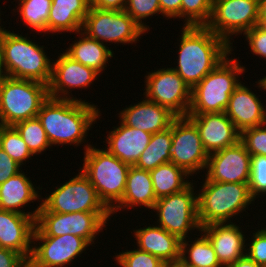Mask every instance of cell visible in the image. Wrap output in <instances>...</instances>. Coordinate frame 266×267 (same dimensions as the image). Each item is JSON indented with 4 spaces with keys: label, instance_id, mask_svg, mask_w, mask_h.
Returning a JSON list of instances; mask_svg holds the SVG:
<instances>
[{
    "label": "cell",
    "instance_id": "6da1fadb",
    "mask_svg": "<svg viewBox=\"0 0 266 267\" xmlns=\"http://www.w3.org/2000/svg\"><path fill=\"white\" fill-rule=\"evenodd\" d=\"M100 109L85 100L57 99L49 97L42 105L37 118L44 128L52 146H84L86 151L91 144L86 142L93 123L101 117Z\"/></svg>",
    "mask_w": 266,
    "mask_h": 267
},
{
    "label": "cell",
    "instance_id": "7a4b0ae2",
    "mask_svg": "<svg viewBox=\"0 0 266 267\" xmlns=\"http://www.w3.org/2000/svg\"><path fill=\"white\" fill-rule=\"evenodd\" d=\"M177 65L173 69L192 90L233 51L224 39L206 26H185L181 30Z\"/></svg>",
    "mask_w": 266,
    "mask_h": 267
},
{
    "label": "cell",
    "instance_id": "3957f363",
    "mask_svg": "<svg viewBox=\"0 0 266 267\" xmlns=\"http://www.w3.org/2000/svg\"><path fill=\"white\" fill-rule=\"evenodd\" d=\"M22 35L5 29L1 36L0 56L7 76L49 85L52 60L47 56L45 46Z\"/></svg>",
    "mask_w": 266,
    "mask_h": 267
},
{
    "label": "cell",
    "instance_id": "277c9868",
    "mask_svg": "<svg viewBox=\"0 0 266 267\" xmlns=\"http://www.w3.org/2000/svg\"><path fill=\"white\" fill-rule=\"evenodd\" d=\"M203 180L205 182L199 186L201 189L197 192L201 227L215 223H231L236 215L246 212L248 206L254 204L248 183L216 182L206 177Z\"/></svg>",
    "mask_w": 266,
    "mask_h": 267
},
{
    "label": "cell",
    "instance_id": "5b68a950",
    "mask_svg": "<svg viewBox=\"0 0 266 267\" xmlns=\"http://www.w3.org/2000/svg\"><path fill=\"white\" fill-rule=\"evenodd\" d=\"M228 55L191 90L188 114L225 112L230 95L241 84L240 75L247 70Z\"/></svg>",
    "mask_w": 266,
    "mask_h": 267
},
{
    "label": "cell",
    "instance_id": "8992f818",
    "mask_svg": "<svg viewBox=\"0 0 266 267\" xmlns=\"http://www.w3.org/2000/svg\"><path fill=\"white\" fill-rule=\"evenodd\" d=\"M91 145L84 151L82 173L95 187L100 200L111 211L124 195L130 165L111 154L106 147Z\"/></svg>",
    "mask_w": 266,
    "mask_h": 267
},
{
    "label": "cell",
    "instance_id": "52a82bcc",
    "mask_svg": "<svg viewBox=\"0 0 266 267\" xmlns=\"http://www.w3.org/2000/svg\"><path fill=\"white\" fill-rule=\"evenodd\" d=\"M48 98V85L8 76L0 89V125L37 117Z\"/></svg>",
    "mask_w": 266,
    "mask_h": 267
},
{
    "label": "cell",
    "instance_id": "ba28073f",
    "mask_svg": "<svg viewBox=\"0 0 266 267\" xmlns=\"http://www.w3.org/2000/svg\"><path fill=\"white\" fill-rule=\"evenodd\" d=\"M110 217L111 212L54 213L40 203L33 236L73 234L85 239L92 246Z\"/></svg>",
    "mask_w": 266,
    "mask_h": 267
},
{
    "label": "cell",
    "instance_id": "9c48e42d",
    "mask_svg": "<svg viewBox=\"0 0 266 267\" xmlns=\"http://www.w3.org/2000/svg\"><path fill=\"white\" fill-rule=\"evenodd\" d=\"M193 184L196 183L192 182L181 192L157 199L153 208L157 212L156 224L180 240L188 238L190 231H201L197 191L194 192Z\"/></svg>",
    "mask_w": 266,
    "mask_h": 267
},
{
    "label": "cell",
    "instance_id": "30bf717a",
    "mask_svg": "<svg viewBox=\"0 0 266 267\" xmlns=\"http://www.w3.org/2000/svg\"><path fill=\"white\" fill-rule=\"evenodd\" d=\"M80 172L41 199V204L54 213L111 212L100 200L95 187Z\"/></svg>",
    "mask_w": 266,
    "mask_h": 267
},
{
    "label": "cell",
    "instance_id": "8fae6325",
    "mask_svg": "<svg viewBox=\"0 0 266 267\" xmlns=\"http://www.w3.org/2000/svg\"><path fill=\"white\" fill-rule=\"evenodd\" d=\"M88 37L106 45L107 42L122 45L133 44L145 31L126 11L100 10L90 6L82 30Z\"/></svg>",
    "mask_w": 266,
    "mask_h": 267
},
{
    "label": "cell",
    "instance_id": "7c38bea8",
    "mask_svg": "<svg viewBox=\"0 0 266 267\" xmlns=\"http://www.w3.org/2000/svg\"><path fill=\"white\" fill-rule=\"evenodd\" d=\"M257 24L259 0H213L206 27L233 46V35H244Z\"/></svg>",
    "mask_w": 266,
    "mask_h": 267
},
{
    "label": "cell",
    "instance_id": "4fadbf2b",
    "mask_svg": "<svg viewBox=\"0 0 266 267\" xmlns=\"http://www.w3.org/2000/svg\"><path fill=\"white\" fill-rule=\"evenodd\" d=\"M145 76L143 96L174 113L186 117L191 105V89L171 68L151 70Z\"/></svg>",
    "mask_w": 266,
    "mask_h": 267
},
{
    "label": "cell",
    "instance_id": "5bb4252c",
    "mask_svg": "<svg viewBox=\"0 0 266 267\" xmlns=\"http://www.w3.org/2000/svg\"><path fill=\"white\" fill-rule=\"evenodd\" d=\"M208 157L195 124L187 116L177 117L172 123L170 162L194 176L205 171Z\"/></svg>",
    "mask_w": 266,
    "mask_h": 267
},
{
    "label": "cell",
    "instance_id": "9a60e30c",
    "mask_svg": "<svg viewBox=\"0 0 266 267\" xmlns=\"http://www.w3.org/2000/svg\"><path fill=\"white\" fill-rule=\"evenodd\" d=\"M88 246L90 244L85 239L73 234L33 236L32 253L28 264L31 267L70 266L76 257H81L84 251L89 250Z\"/></svg>",
    "mask_w": 266,
    "mask_h": 267
},
{
    "label": "cell",
    "instance_id": "2e32d148",
    "mask_svg": "<svg viewBox=\"0 0 266 267\" xmlns=\"http://www.w3.org/2000/svg\"><path fill=\"white\" fill-rule=\"evenodd\" d=\"M99 75L97 71L73 60L65 52L58 54L57 59L52 60V77L48 85L49 97L82 101L81 98L72 95V90L76 88L86 90L95 79L99 78Z\"/></svg>",
    "mask_w": 266,
    "mask_h": 267
},
{
    "label": "cell",
    "instance_id": "e0dca14e",
    "mask_svg": "<svg viewBox=\"0 0 266 267\" xmlns=\"http://www.w3.org/2000/svg\"><path fill=\"white\" fill-rule=\"evenodd\" d=\"M251 155L239 140L236 144L209 154L206 177L210 181L249 183Z\"/></svg>",
    "mask_w": 266,
    "mask_h": 267
},
{
    "label": "cell",
    "instance_id": "ac0fdd59",
    "mask_svg": "<svg viewBox=\"0 0 266 267\" xmlns=\"http://www.w3.org/2000/svg\"><path fill=\"white\" fill-rule=\"evenodd\" d=\"M187 117L197 127L208 154L232 146L240 140V132L225 112L188 114Z\"/></svg>",
    "mask_w": 266,
    "mask_h": 267
},
{
    "label": "cell",
    "instance_id": "d6986e66",
    "mask_svg": "<svg viewBox=\"0 0 266 267\" xmlns=\"http://www.w3.org/2000/svg\"><path fill=\"white\" fill-rule=\"evenodd\" d=\"M35 219L0 209V247L19 253L28 262L32 253Z\"/></svg>",
    "mask_w": 266,
    "mask_h": 267
},
{
    "label": "cell",
    "instance_id": "ffe728a7",
    "mask_svg": "<svg viewBox=\"0 0 266 267\" xmlns=\"http://www.w3.org/2000/svg\"><path fill=\"white\" fill-rule=\"evenodd\" d=\"M201 231L211 242L222 267H230L236 260L246 255L245 241L248 239L235 222L205 225L201 227Z\"/></svg>",
    "mask_w": 266,
    "mask_h": 267
},
{
    "label": "cell",
    "instance_id": "44dd1931",
    "mask_svg": "<svg viewBox=\"0 0 266 267\" xmlns=\"http://www.w3.org/2000/svg\"><path fill=\"white\" fill-rule=\"evenodd\" d=\"M118 115L119 120L128 127L151 134L167 130L177 118L169 109L146 97L142 101L124 108Z\"/></svg>",
    "mask_w": 266,
    "mask_h": 267
},
{
    "label": "cell",
    "instance_id": "7402d4cb",
    "mask_svg": "<svg viewBox=\"0 0 266 267\" xmlns=\"http://www.w3.org/2000/svg\"><path fill=\"white\" fill-rule=\"evenodd\" d=\"M241 84L230 95L228 106L225 110L227 117L233 122L241 133L243 130L261 126L266 123L264 109L254 91ZM265 107V108H264Z\"/></svg>",
    "mask_w": 266,
    "mask_h": 267
},
{
    "label": "cell",
    "instance_id": "603a6c76",
    "mask_svg": "<svg viewBox=\"0 0 266 267\" xmlns=\"http://www.w3.org/2000/svg\"><path fill=\"white\" fill-rule=\"evenodd\" d=\"M118 126H114L109 131L106 142L103 141L106 149L120 159L122 162L135 166L141 153L145 150L150 142L152 134L133 127H128L119 121Z\"/></svg>",
    "mask_w": 266,
    "mask_h": 267
},
{
    "label": "cell",
    "instance_id": "cb8c5ba5",
    "mask_svg": "<svg viewBox=\"0 0 266 267\" xmlns=\"http://www.w3.org/2000/svg\"><path fill=\"white\" fill-rule=\"evenodd\" d=\"M26 175L27 174L21 170L19 173L0 184V209L36 217L40 205L35 211L33 209L31 212H25L22 208L29 205V203H34L38 199L41 202L42 198H39L41 195L38 190H41L42 187L39 188L40 186L36 187V185H33L30 180L31 178Z\"/></svg>",
    "mask_w": 266,
    "mask_h": 267
},
{
    "label": "cell",
    "instance_id": "d4e9b609",
    "mask_svg": "<svg viewBox=\"0 0 266 267\" xmlns=\"http://www.w3.org/2000/svg\"><path fill=\"white\" fill-rule=\"evenodd\" d=\"M133 232L138 249L158 257L166 264L180 261L181 240L177 236L153 224Z\"/></svg>",
    "mask_w": 266,
    "mask_h": 267
},
{
    "label": "cell",
    "instance_id": "484cf974",
    "mask_svg": "<svg viewBox=\"0 0 266 267\" xmlns=\"http://www.w3.org/2000/svg\"><path fill=\"white\" fill-rule=\"evenodd\" d=\"M157 198L155 196L152 178L149 170L130 166L122 200L111 210L116 214L122 209H134L143 206L153 210Z\"/></svg>",
    "mask_w": 266,
    "mask_h": 267
},
{
    "label": "cell",
    "instance_id": "4316f807",
    "mask_svg": "<svg viewBox=\"0 0 266 267\" xmlns=\"http://www.w3.org/2000/svg\"><path fill=\"white\" fill-rule=\"evenodd\" d=\"M90 6L91 0H52L47 34L81 31Z\"/></svg>",
    "mask_w": 266,
    "mask_h": 267
},
{
    "label": "cell",
    "instance_id": "83f0119b",
    "mask_svg": "<svg viewBox=\"0 0 266 267\" xmlns=\"http://www.w3.org/2000/svg\"><path fill=\"white\" fill-rule=\"evenodd\" d=\"M76 34L80 35L78 36L79 39L72 41L74 43L64 50L65 53L73 60L101 74L102 71H105L108 60L113 57L114 51L111 47L109 49L106 44L88 37L82 31H78Z\"/></svg>",
    "mask_w": 266,
    "mask_h": 267
},
{
    "label": "cell",
    "instance_id": "f1b7e54d",
    "mask_svg": "<svg viewBox=\"0 0 266 267\" xmlns=\"http://www.w3.org/2000/svg\"><path fill=\"white\" fill-rule=\"evenodd\" d=\"M153 188L157 199L183 191L193 180L183 168L168 162L150 170Z\"/></svg>",
    "mask_w": 266,
    "mask_h": 267
},
{
    "label": "cell",
    "instance_id": "f546056e",
    "mask_svg": "<svg viewBox=\"0 0 266 267\" xmlns=\"http://www.w3.org/2000/svg\"><path fill=\"white\" fill-rule=\"evenodd\" d=\"M199 233L200 237L194 241L190 242L189 237L181 240L179 262L185 267H222L207 236L202 231Z\"/></svg>",
    "mask_w": 266,
    "mask_h": 267
},
{
    "label": "cell",
    "instance_id": "4dcf8cb0",
    "mask_svg": "<svg viewBox=\"0 0 266 267\" xmlns=\"http://www.w3.org/2000/svg\"><path fill=\"white\" fill-rule=\"evenodd\" d=\"M172 145V125L165 131L152 134L151 139L141 156L136 167L152 170L157 166L170 162Z\"/></svg>",
    "mask_w": 266,
    "mask_h": 267
},
{
    "label": "cell",
    "instance_id": "1f68e13d",
    "mask_svg": "<svg viewBox=\"0 0 266 267\" xmlns=\"http://www.w3.org/2000/svg\"><path fill=\"white\" fill-rule=\"evenodd\" d=\"M52 0H22L18 2L17 9H13L18 13L22 20V25L29 26V29H34L39 32L47 34V22L49 11L51 9ZM16 10V11H15Z\"/></svg>",
    "mask_w": 266,
    "mask_h": 267
},
{
    "label": "cell",
    "instance_id": "d6a6232c",
    "mask_svg": "<svg viewBox=\"0 0 266 267\" xmlns=\"http://www.w3.org/2000/svg\"><path fill=\"white\" fill-rule=\"evenodd\" d=\"M13 127L23 138L34 156L42 154L51 147L46 132L37 117L17 122Z\"/></svg>",
    "mask_w": 266,
    "mask_h": 267
},
{
    "label": "cell",
    "instance_id": "836d02e7",
    "mask_svg": "<svg viewBox=\"0 0 266 267\" xmlns=\"http://www.w3.org/2000/svg\"><path fill=\"white\" fill-rule=\"evenodd\" d=\"M0 147L21 166L34 156L13 126L0 125Z\"/></svg>",
    "mask_w": 266,
    "mask_h": 267
},
{
    "label": "cell",
    "instance_id": "e575fe53",
    "mask_svg": "<svg viewBox=\"0 0 266 267\" xmlns=\"http://www.w3.org/2000/svg\"><path fill=\"white\" fill-rule=\"evenodd\" d=\"M213 0H182L181 19L185 26H206L211 18ZM185 18V19H184Z\"/></svg>",
    "mask_w": 266,
    "mask_h": 267
},
{
    "label": "cell",
    "instance_id": "d590c367",
    "mask_svg": "<svg viewBox=\"0 0 266 267\" xmlns=\"http://www.w3.org/2000/svg\"><path fill=\"white\" fill-rule=\"evenodd\" d=\"M124 11L146 32L150 30L144 19L161 14L159 0H126Z\"/></svg>",
    "mask_w": 266,
    "mask_h": 267
},
{
    "label": "cell",
    "instance_id": "8d00e7d4",
    "mask_svg": "<svg viewBox=\"0 0 266 267\" xmlns=\"http://www.w3.org/2000/svg\"><path fill=\"white\" fill-rule=\"evenodd\" d=\"M115 261L120 267H163L164 263L158 257L140 249L126 250L115 254Z\"/></svg>",
    "mask_w": 266,
    "mask_h": 267
},
{
    "label": "cell",
    "instance_id": "74e56055",
    "mask_svg": "<svg viewBox=\"0 0 266 267\" xmlns=\"http://www.w3.org/2000/svg\"><path fill=\"white\" fill-rule=\"evenodd\" d=\"M249 192L251 197L256 198L266 195V156L251 155Z\"/></svg>",
    "mask_w": 266,
    "mask_h": 267
},
{
    "label": "cell",
    "instance_id": "f35d334b",
    "mask_svg": "<svg viewBox=\"0 0 266 267\" xmlns=\"http://www.w3.org/2000/svg\"><path fill=\"white\" fill-rule=\"evenodd\" d=\"M240 141L250 155L266 156V123L243 130L240 133Z\"/></svg>",
    "mask_w": 266,
    "mask_h": 267
},
{
    "label": "cell",
    "instance_id": "ab89813d",
    "mask_svg": "<svg viewBox=\"0 0 266 267\" xmlns=\"http://www.w3.org/2000/svg\"><path fill=\"white\" fill-rule=\"evenodd\" d=\"M256 230L249 237L250 243H246V255L258 265L266 267V231L263 227Z\"/></svg>",
    "mask_w": 266,
    "mask_h": 267
},
{
    "label": "cell",
    "instance_id": "60d3db41",
    "mask_svg": "<svg viewBox=\"0 0 266 267\" xmlns=\"http://www.w3.org/2000/svg\"><path fill=\"white\" fill-rule=\"evenodd\" d=\"M243 36L245 41L249 44L250 52L261 58H266V27L257 24L248 30Z\"/></svg>",
    "mask_w": 266,
    "mask_h": 267
},
{
    "label": "cell",
    "instance_id": "b9f144b4",
    "mask_svg": "<svg viewBox=\"0 0 266 267\" xmlns=\"http://www.w3.org/2000/svg\"><path fill=\"white\" fill-rule=\"evenodd\" d=\"M0 147V184L7 181L13 175L19 173L22 168Z\"/></svg>",
    "mask_w": 266,
    "mask_h": 267
},
{
    "label": "cell",
    "instance_id": "7bdbcfd3",
    "mask_svg": "<svg viewBox=\"0 0 266 267\" xmlns=\"http://www.w3.org/2000/svg\"><path fill=\"white\" fill-rule=\"evenodd\" d=\"M27 264L19 253L0 247V267H24Z\"/></svg>",
    "mask_w": 266,
    "mask_h": 267
},
{
    "label": "cell",
    "instance_id": "ee69618b",
    "mask_svg": "<svg viewBox=\"0 0 266 267\" xmlns=\"http://www.w3.org/2000/svg\"><path fill=\"white\" fill-rule=\"evenodd\" d=\"M182 0H159L161 15L168 19L181 18Z\"/></svg>",
    "mask_w": 266,
    "mask_h": 267
},
{
    "label": "cell",
    "instance_id": "f6af8a7d",
    "mask_svg": "<svg viewBox=\"0 0 266 267\" xmlns=\"http://www.w3.org/2000/svg\"><path fill=\"white\" fill-rule=\"evenodd\" d=\"M126 0H91V6L100 10L124 11Z\"/></svg>",
    "mask_w": 266,
    "mask_h": 267
},
{
    "label": "cell",
    "instance_id": "bcb514c9",
    "mask_svg": "<svg viewBox=\"0 0 266 267\" xmlns=\"http://www.w3.org/2000/svg\"><path fill=\"white\" fill-rule=\"evenodd\" d=\"M230 267H264L262 265H258L253 260H251L247 255L241 257L236 260Z\"/></svg>",
    "mask_w": 266,
    "mask_h": 267
},
{
    "label": "cell",
    "instance_id": "7dc6e473",
    "mask_svg": "<svg viewBox=\"0 0 266 267\" xmlns=\"http://www.w3.org/2000/svg\"><path fill=\"white\" fill-rule=\"evenodd\" d=\"M259 24L266 27V0H259Z\"/></svg>",
    "mask_w": 266,
    "mask_h": 267
},
{
    "label": "cell",
    "instance_id": "c3c4849f",
    "mask_svg": "<svg viewBox=\"0 0 266 267\" xmlns=\"http://www.w3.org/2000/svg\"><path fill=\"white\" fill-rule=\"evenodd\" d=\"M7 74H6V71H5V68H4V64L2 63V59H1V56H0V89L4 83V81L6 80L7 78Z\"/></svg>",
    "mask_w": 266,
    "mask_h": 267
},
{
    "label": "cell",
    "instance_id": "681fc988",
    "mask_svg": "<svg viewBox=\"0 0 266 267\" xmlns=\"http://www.w3.org/2000/svg\"><path fill=\"white\" fill-rule=\"evenodd\" d=\"M255 83H257L256 87L266 91V77L265 76L263 78H261L260 80H258V82H255ZM264 114L266 116V109H264Z\"/></svg>",
    "mask_w": 266,
    "mask_h": 267
},
{
    "label": "cell",
    "instance_id": "f907efd6",
    "mask_svg": "<svg viewBox=\"0 0 266 267\" xmlns=\"http://www.w3.org/2000/svg\"><path fill=\"white\" fill-rule=\"evenodd\" d=\"M163 267H185V266H183L180 262H178V263H168L165 264Z\"/></svg>",
    "mask_w": 266,
    "mask_h": 267
},
{
    "label": "cell",
    "instance_id": "816d5d0a",
    "mask_svg": "<svg viewBox=\"0 0 266 267\" xmlns=\"http://www.w3.org/2000/svg\"><path fill=\"white\" fill-rule=\"evenodd\" d=\"M0 14H1V11H0ZM1 16V15H0ZM1 18H0V24H1ZM3 25L1 24V26H0V40H1V36H2V34H3V32L5 31V27H2Z\"/></svg>",
    "mask_w": 266,
    "mask_h": 267
}]
</instances>
